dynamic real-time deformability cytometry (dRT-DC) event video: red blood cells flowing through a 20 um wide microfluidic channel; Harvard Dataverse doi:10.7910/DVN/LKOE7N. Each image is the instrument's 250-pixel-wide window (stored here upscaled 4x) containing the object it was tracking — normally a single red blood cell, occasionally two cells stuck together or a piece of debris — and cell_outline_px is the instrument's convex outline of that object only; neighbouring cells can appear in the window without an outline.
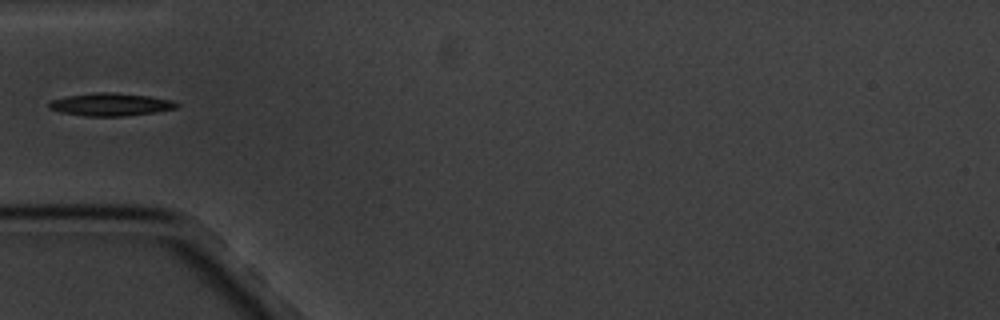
{"species": "common noctule bat (a hibernating species)", "species_latin": "Nyctalus noctula", "temperature_condition": "cold", "stored_images_in_passage": 4, "camera_frame_rate_fps": 3000, "um_per_image_px": 0.085, "animal": {"sex": "male", "body_mass_g": 20.1, "forearm_length_mm": 53.5}, "frame": {"image": 1, "passage_image": 4, "time_ms": 3.333, "image_size_px": [1000, 320], "cell_outline_px": [[180, 104], [176, 108], [156, 112], [124, 116], [84, 116], [60, 112], [48, 108], [48, 104], [52, 100], [64, 96], [96, 92], [112, 92], [148, 96], [172, 100]], "centroid_in_image_um": [9.38, 8.88], "position_along_channel_um": 75.6, "area_um2": 16.99}}